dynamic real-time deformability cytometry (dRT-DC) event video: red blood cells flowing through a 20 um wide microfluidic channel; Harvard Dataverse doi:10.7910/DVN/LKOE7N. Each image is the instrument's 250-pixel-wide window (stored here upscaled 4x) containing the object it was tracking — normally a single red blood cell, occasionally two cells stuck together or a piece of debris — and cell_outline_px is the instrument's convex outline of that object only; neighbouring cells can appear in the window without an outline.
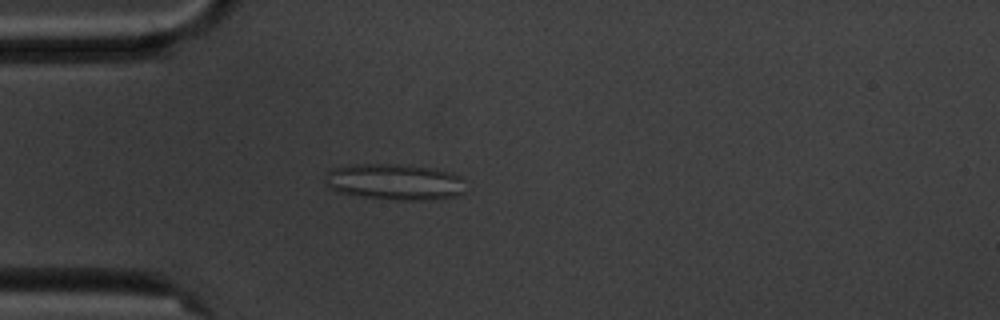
{"species": "common noctule bat (a hibernating species)", "species_latin": "Nyctalus noctula", "temperature_condition": "cold", "stored_images_in_passage": 7, "camera_frame_rate_fps": 3000, "um_per_image_px": 0.085, "animal": {"sex": "male", "body_mass_g": 20.1, "forearm_length_mm": 53.5}, "frame": {"image": 1, "passage_image": 5, "time_ms": 4.667, "image_size_px": [1000, 320], "cell_outline_px": [[464, 192], [456, 196], [428, 200], [396, 200], [364, 196], [336, 192], [328, 184], [328, 172], [332, 168], [352, 164], [396, 164], [436, 168], [452, 172], [460, 176], [464, 180]], "centroid_in_image_um": [33.62, 15.45], "position_along_channel_um": 51.4, "area_um2": 29.54}}
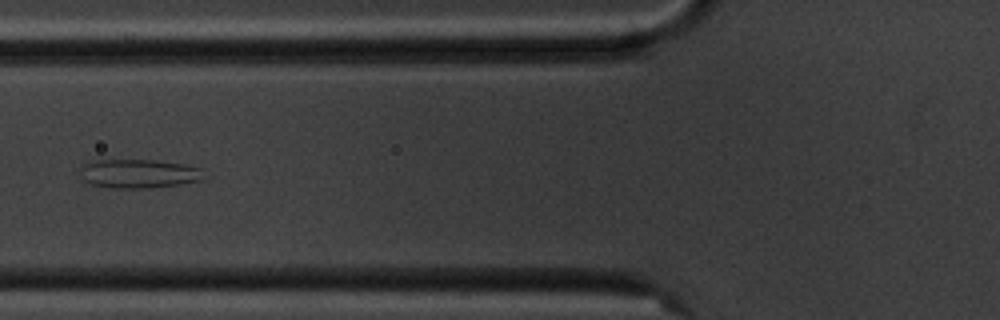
{"frame": {"image": 2, "passage_image": 7, "time_ms": 6.667, "image_size_px": [1000, 320], "cell_outline_px": [[204, 180], [180, 184], [144, 188], [108, 188], [92, 184], [84, 180], [80, 172], [80, 168], [84, 164], [96, 160], [156, 160], [184, 164], [200, 168]], "centroid_in_image_um": [11.78, 14.76], "position_along_channel_um": 114.0, "area_um2": 20.75}}